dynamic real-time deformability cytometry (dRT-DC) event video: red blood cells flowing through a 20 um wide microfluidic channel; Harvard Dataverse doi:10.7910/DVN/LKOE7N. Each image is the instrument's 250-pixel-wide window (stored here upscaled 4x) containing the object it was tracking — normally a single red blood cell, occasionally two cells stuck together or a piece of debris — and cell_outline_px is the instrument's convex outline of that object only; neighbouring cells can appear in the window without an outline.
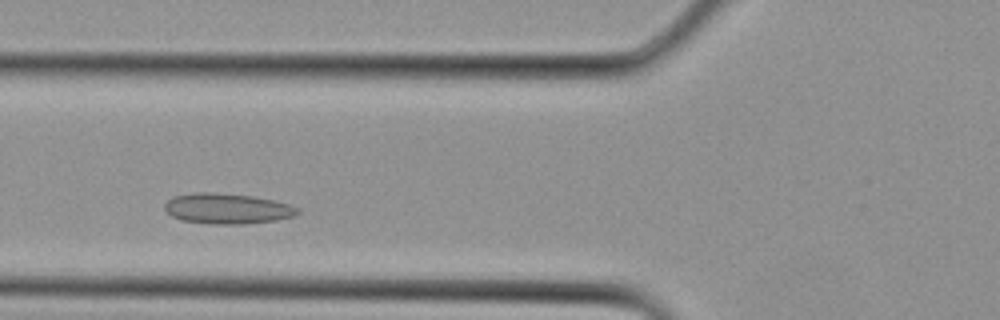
{"species": "Egyptian fruit bat (a non-hibernating species)", "species_latin": "Rousettus aegyptiacus", "temperature_condition": "cold", "stored_images_in_passage": 24, "camera_frame_rate_fps": 3000, "um_per_image_px": 0.085, "animal": {"sex": "female"}, "frame": {"image": 1, "passage_image": 5, "time_ms": 1.333, "image_size_px": [1000, 320], "cell_outline_px": [[300, 212], [296, 216], [276, 220], [244, 224], [212, 224], [180, 220], [172, 216], [164, 208], [164, 204], [172, 196], [196, 192], [212, 192], [252, 196], [292, 204], [300, 208]], "centroid_in_image_um": [19.34, 17.73], "position_along_channel_um": 106.5, "area_um2": 23.81}}
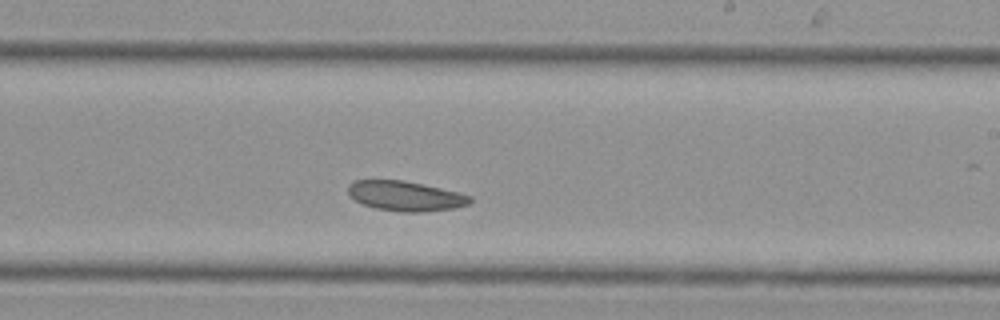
{"frame": {"image": 2, "passage_image": 12, "time_ms": 3.667, "image_size_px": [1000, 320], "cell_outline_px": [[472, 200], [468, 204], [452, 208], [420, 212], [404, 212], [376, 208], [364, 204], [356, 200], [348, 192], [348, 184], [356, 180], [404, 180], [460, 192], [472, 196]], "centroid_in_image_um": [34.48, 16.65], "position_along_channel_um": 254.5, "area_um2": 21.04}}
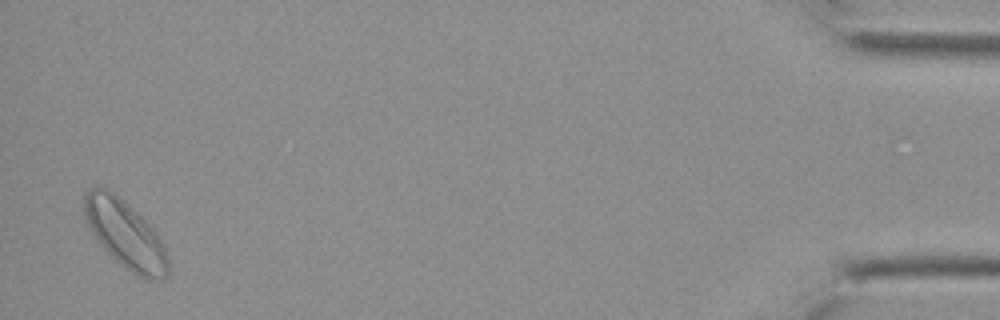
{"frame": {"image": 3, "passage_image": 24, "time_ms": 7.667, "image_size_px": [1000, 320], "cell_outline_px": [[168, 276], [164, 280], [144, 280], [124, 268], [100, 244], [92, 232], [84, 216], [84, 196], [88, 188], [100, 184], [108, 188], [120, 196], [156, 232], [168, 256]], "centroid_in_image_um": [10.64, 19.91], "position_along_channel_um": 424.6, "area_um2": 33.29}}